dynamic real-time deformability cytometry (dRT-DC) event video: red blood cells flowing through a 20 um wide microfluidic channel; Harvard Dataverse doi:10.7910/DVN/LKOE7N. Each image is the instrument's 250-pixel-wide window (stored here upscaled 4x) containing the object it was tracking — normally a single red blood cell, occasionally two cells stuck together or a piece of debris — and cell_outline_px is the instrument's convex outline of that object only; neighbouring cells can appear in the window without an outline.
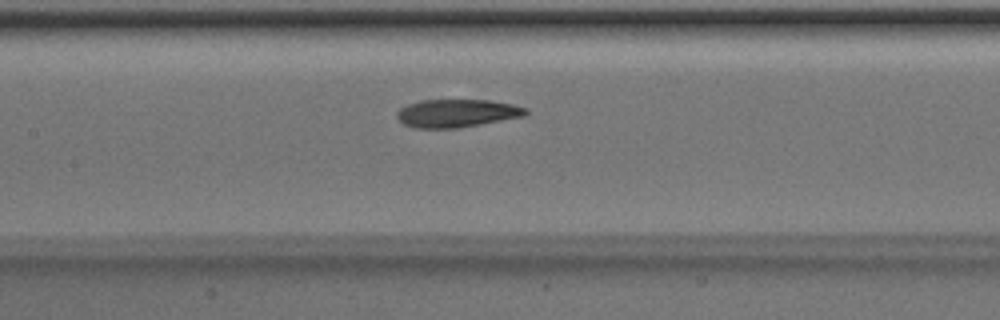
{"species": "Egyptian fruit bat (a non-hibernating species)", "species_latin": "Rousettus aegyptiacus", "temperature_condition": "room temperature", "stored_images_in_passage": 45, "camera_frame_rate_fps": 3000, "um_per_image_px": 0.085, "animal": {"sex": "male"}, "frame": {"image": 1, "passage_image": 18, "time_ms": 5.667, "image_size_px": [1000, 320], "cell_outline_px": [[528, 112], [524, 116], [456, 128], [416, 128], [404, 124], [396, 116], [396, 112], [400, 108], [408, 104], [420, 100], [488, 100], [512, 104], [528, 108]], "centroid_in_image_um": [38.82, 9.61], "position_along_channel_um": 168.6, "area_um2": 20.87}}
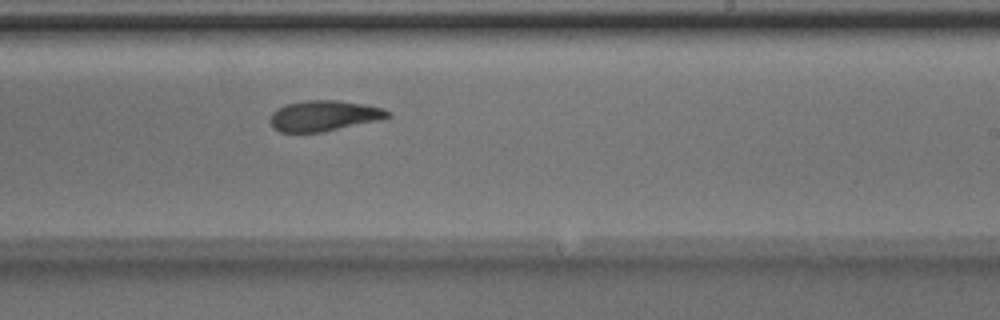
{"frame": {"image": 2, "passage_image": 25, "time_ms": 8.0, "image_size_px": [1000, 320], "cell_outline_px": [[392, 116], [388, 120], [324, 132], [280, 132], [272, 128], [268, 120], [272, 112], [276, 108], [284, 104], [308, 100], [340, 100], [368, 104], [384, 108], [392, 112]], "centroid_in_image_um": [27.63, 9.85], "position_along_channel_um": 261.4, "area_um2": 22.02}}
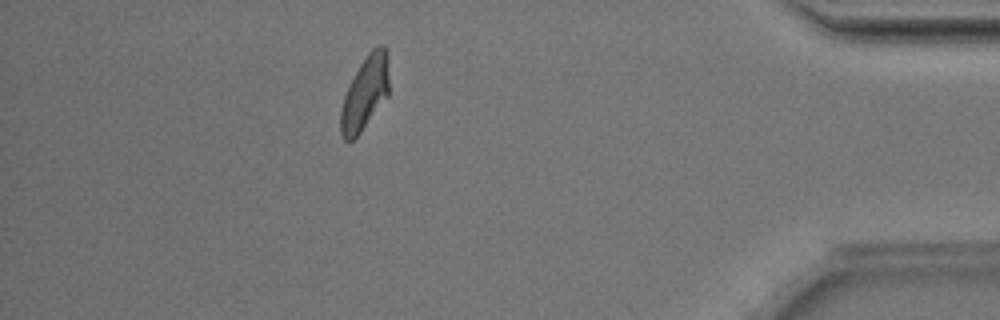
{"frame": {"image": 3, "passage_image": 39, "time_ms": 12.667, "image_size_px": [1000, 320], "cell_outline_px": [[388, 96], [360, 132], [352, 140], [344, 140], [340, 132], [340, 108], [348, 84], [360, 64], [368, 52], [376, 44], [384, 44], [388, 60]], "centroid_in_image_um": [31.01, 7.87], "position_along_channel_um": 404.2, "area_um2": 20.81}, "authors_computed_cell_mechanics": {"area_um2": 21.3282, "velocity_mm_per_s": 4.002, "shape_relaxation_time_tau1_ms": 5.2233, "shape_relaxation_time_tau2_ms": 2.4105, "deformation_change_tau1": 0.1868, "deformation_change_tau2": 0.093}}